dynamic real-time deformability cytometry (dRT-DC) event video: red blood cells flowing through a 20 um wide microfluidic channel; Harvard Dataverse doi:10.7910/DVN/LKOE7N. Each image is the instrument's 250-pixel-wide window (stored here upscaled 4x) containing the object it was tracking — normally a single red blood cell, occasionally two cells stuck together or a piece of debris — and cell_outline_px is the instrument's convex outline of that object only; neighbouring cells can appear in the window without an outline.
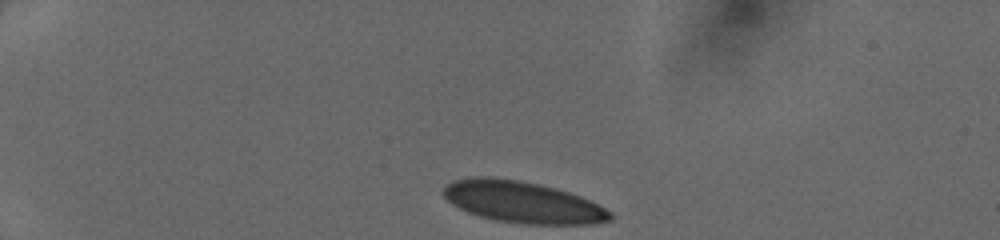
{"species": "human", "species_latin": "Homo sapiens", "temperature_condition": "cold", "stored_images_in_passage": 33, "camera_frame_rate_fps": 3000, "um_per_image_px": 0.085, "donor": {"sex": "female"}, "frame": {"image": 1, "passage_image": 1, "time_ms": 0.0, "image_size_px": [1000, 240], "cell_outline_px": [[612, 220], [596, 224], [520, 224], [496, 220], [480, 216], [468, 212], [452, 204], [444, 196], [444, 188], [452, 180], [472, 176], [488, 176], [520, 180], [556, 188], [580, 196], [612, 212]], "centroid_in_image_um": [44.41, 17.18], "position_along_channel_um": 40.6, "area_um2": 40.34}}
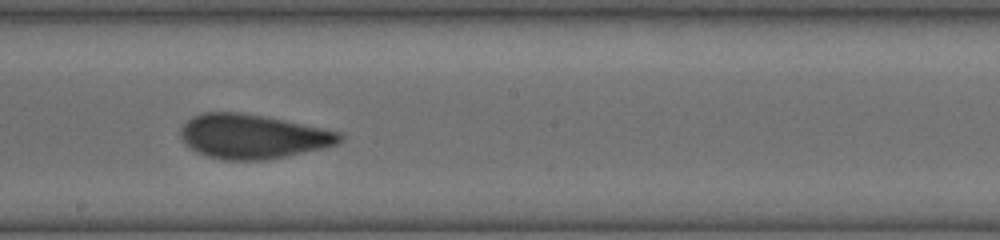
{"frame": {"image": 2, "passage_image": 19, "time_ms": 6.0, "image_size_px": [1000, 240], "cell_outline_px": [[344, 140], [336, 144], [324, 148], [288, 156], [264, 160], [224, 160], [208, 156], [196, 152], [184, 144], [180, 136], [180, 128], [192, 116], [204, 112], [240, 112], [284, 120], [340, 132], [344, 136]], "centroid_in_image_um": [21.46, 11.6], "position_along_channel_um": 226.7, "area_um2": 41.21}}
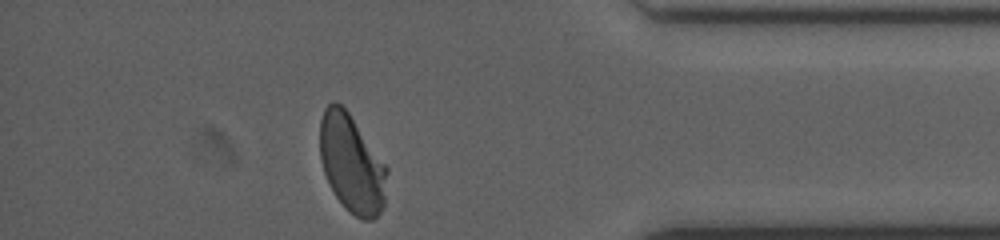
{"frame": {"image": 3, "passage_image": 33, "time_ms": 10.667, "image_size_px": [1000, 240], "cell_outline_px": [[388, 172], [384, 204], [380, 212], [372, 220], [364, 220], [356, 216], [336, 196], [328, 184], [320, 160], [320, 120], [324, 108], [328, 104], [340, 104], [348, 112], [388, 168]], "centroid_in_image_um": [29.89, 13.92], "position_along_channel_um": 405.3, "area_um2": 37.86}}